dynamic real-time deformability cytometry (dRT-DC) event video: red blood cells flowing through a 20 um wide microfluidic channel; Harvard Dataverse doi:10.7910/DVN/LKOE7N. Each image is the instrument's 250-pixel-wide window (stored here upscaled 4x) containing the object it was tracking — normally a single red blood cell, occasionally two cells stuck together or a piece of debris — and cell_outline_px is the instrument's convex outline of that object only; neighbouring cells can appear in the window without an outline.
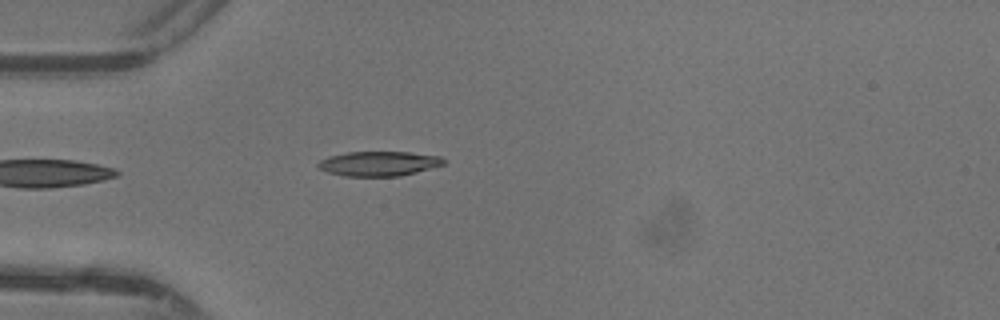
{"species": "common noctule bat (a hibernating species)", "species_latin": "Nyctalus noctula", "temperature_condition": "warm", "stored_images_in_passage": 30, "camera_frame_rate_fps": 3000, "um_per_image_px": 0.085, "animal": {"sex": "female"}, "frame": {"image": 1, "passage_image": 1, "time_ms": 0.0, "image_size_px": [1000, 320], "cell_outline_px": [[448, 160], [444, 164], [416, 172], [400, 176], [344, 176], [328, 172], [320, 168], [316, 164], [320, 160], [328, 156], [348, 152], [408, 152], [440, 156]], "centroid_in_image_um": [32.21, 13.9], "position_along_channel_um": 52.8, "area_um2": 18.03}}
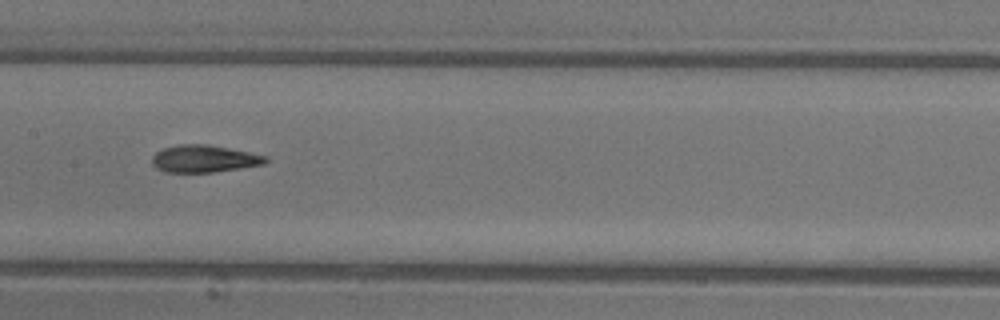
{"frame": {"image": 2, "passage_image": 11, "time_ms": 3.333, "image_size_px": [1000, 320], "cell_outline_px": [[268, 160], [264, 164], [240, 168], [212, 172], [164, 172], [156, 168], [152, 164], [152, 156], [156, 152], [164, 148], [180, 144], [208, 144], [268, 156]], "centroid_in_image_um": [17.33, 13.49], "position_along_channel_um": 190.1, "area_um2": 17.98}}
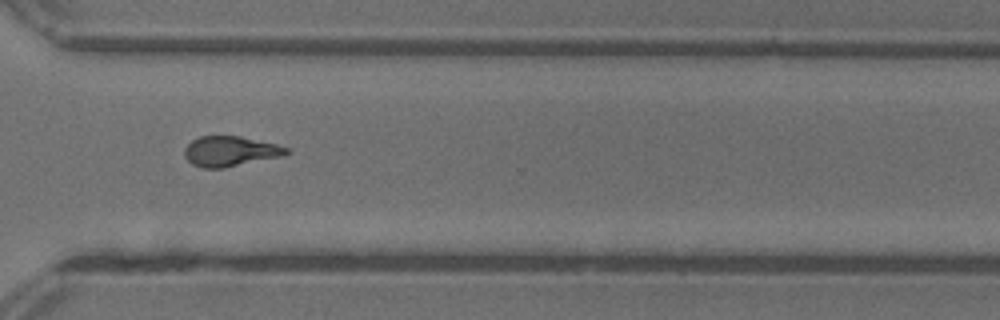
{"frame": {"image": 3, "passage_image": 22, "time_ms": 7.0, "image_size_px": [1000, 320], "cell_outline_px": [[288, 152], [284, 156], [224, 168], [204, 168], [192, 164], [184, 156], [184, 148], [192, 140], [200, 136], [240, 136], [276, 144], [288, 148]], "centroid_in_image_um": [19.56, 12.86], "position_along_channel_um": 351.0, "area_um2": 17.92}, "authors_computed_cell_mechanics": {"area_um2": 18.0336, "velocity_mm_per_s": 4.4075, "shape_relaxation_time_tau1_ms": 8.0571, "shape_relaxation_time_tau2_ms": 2.4484, "deformation_change_tau1": 0.2466, "deformation_change_tau2": 0.1045}}